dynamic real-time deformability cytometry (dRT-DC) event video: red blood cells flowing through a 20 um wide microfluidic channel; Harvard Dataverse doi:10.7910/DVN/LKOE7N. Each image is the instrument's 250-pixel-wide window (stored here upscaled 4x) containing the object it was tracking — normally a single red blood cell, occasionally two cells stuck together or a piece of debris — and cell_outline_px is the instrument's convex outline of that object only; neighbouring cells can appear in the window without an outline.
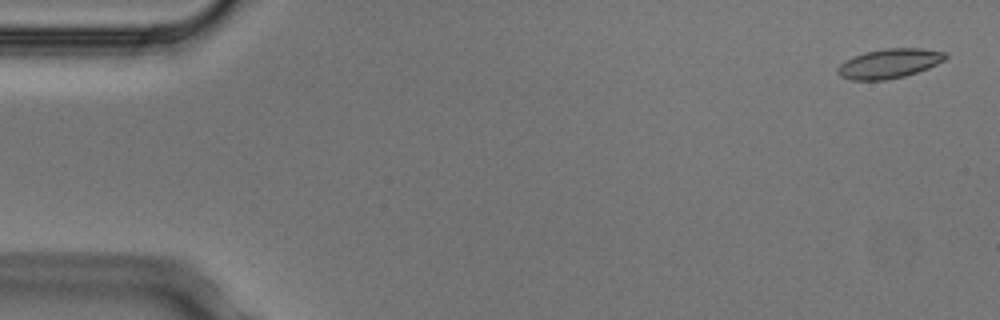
{"species": "Egyptian fruit bat (a non-hibernating species)", "species_latin": "Rousettus aegyptiacus", "temperature_condition": "cold", "stored_images_in_passage": 5, "camera_frame_rate_fps": 3000, "um_per_image_px": 0.085, "animal": {"sex": "male"}, "frame": {"image": 1, "passage_image": 1, "time_ms": 0.0, "image_size_px": [1000, 320], "cell_outline_px": [[948, 56], [944, 60], [928, 68], [904, 76], [884, 80], [852, 80], [840, 76], [836, 72], [836, 68], [840, 64], [852, 56], [864, 52], [884, 48], [924, 48], [948, 52]], "centroid_in_image_um": [75.58, 5.38], "position_along_channel_um": 9.4, "area_um2": 18.67}}
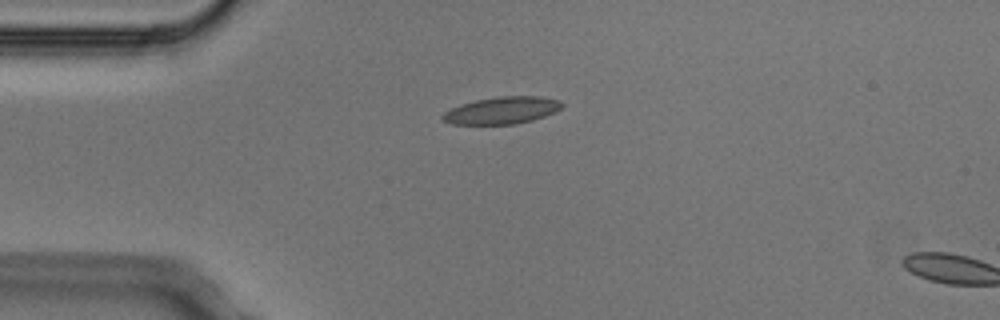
{"frame": {"image": 2, "passage_image": 4, "time_ms": 1.0, "image_size_px": [1000, 320], "cell_outline_px": [[564, 104], [556, 112], [532, 120], [516, 124], [452, 124], [444, 120], [440, 116], [444, 112], [460, 104], [476, 100], [500, 96], [540, 96], [560, 100]], "centroid_in_image_um": [42.68, 9.38], "position_along_channel_um": 42.3, "area_um2": 18.84}}